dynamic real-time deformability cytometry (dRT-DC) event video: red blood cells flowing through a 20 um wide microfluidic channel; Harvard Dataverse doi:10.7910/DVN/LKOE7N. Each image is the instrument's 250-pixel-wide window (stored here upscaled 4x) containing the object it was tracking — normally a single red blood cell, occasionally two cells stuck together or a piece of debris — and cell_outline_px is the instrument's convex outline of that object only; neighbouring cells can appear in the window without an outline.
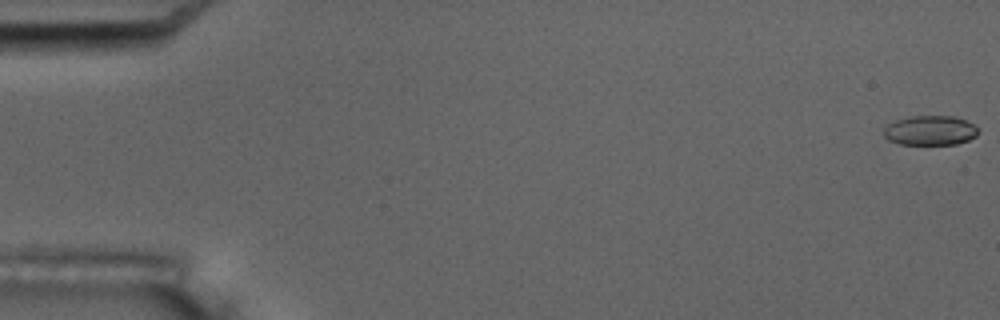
{"species": "common noctule bat (a hibernating species)", "species_latin": "Nyctalus noctula", "temperature_condition": "room temperature", "stored_images_in_passage": 6, "camera_frame_rate_fps": 3000, "um_per_image_px": 0.085, "animal": {"sex": "male", "body_mass_g": 17.5, "forearm_length_mm": 52.3}, "frame": {"image": 1, "passage_image": 1, "time_ms": 0.0, "image_size_px": [1000, 320], "cell_outline_px": [[980, 132], [976, 136], [968, 140], [956, 144], [900, 144], [888, 140], [884, 136], [884, 128], [888, 124], [896, 120], [908, 116], [956, 116], [972, 124]], "centroid_in_image_um": [79.05, 11.08], "position_along_channel_um": 5.9, "area_um2": 16.3}}
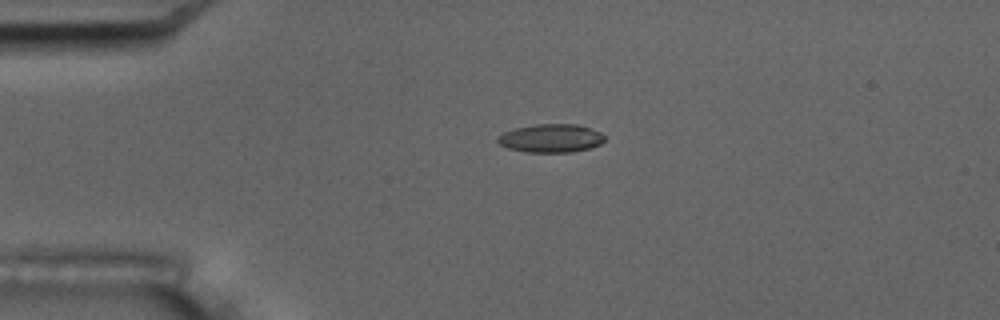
{"frame": {"image": 2, "passage_image": 5, "time_ms": 4.333, "image_size_px": [1000, 320], "cell_outline_px": [[604, 140], [600, 144], [588, 148], [572, 152], [528, 152], [508, 148], [500, 144], [496, 140], [496, 136], [504, 132], [516, 128], [536, 124], [580, 124], [600, 132], [604, 136]], "centroid_in_image_um": [46.82, 11.74], "position_along_channel_um": 38.2, "area_um2": 17.63}}